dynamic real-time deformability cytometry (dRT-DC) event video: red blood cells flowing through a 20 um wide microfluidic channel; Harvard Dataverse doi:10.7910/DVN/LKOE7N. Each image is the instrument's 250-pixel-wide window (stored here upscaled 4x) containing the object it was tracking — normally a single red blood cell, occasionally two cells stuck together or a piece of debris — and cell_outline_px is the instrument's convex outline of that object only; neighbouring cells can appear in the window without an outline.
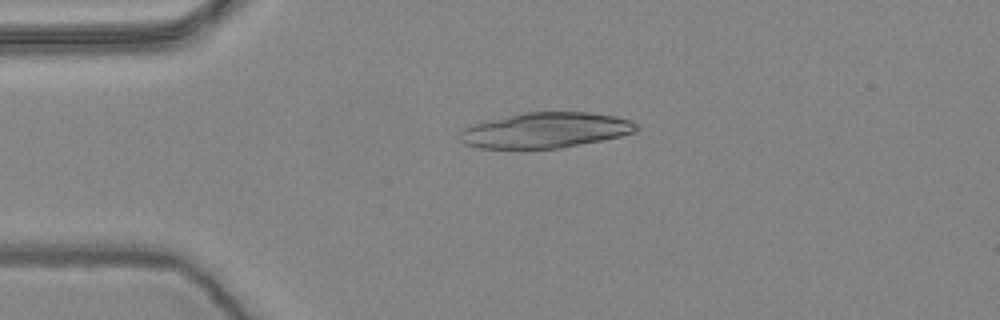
{"species": "common noctule bat (a hibernating species)", "species_latin": "Nyctalus noctula", "temperature_condition": "warm", "stored_images_in_passage": 38, "camera_frame_rate_fps": 3000, "um_per_image_px": 0.085, "animal": {"sex": "female", "body_mass_g": 24.6, "forearm_length_mm": 56.2}, "frame": {"image": 1, "passage_image": 1, "time_ms": 0.0, "image_size_px": [1000, 320], "cell_outline_px": [[640, 128], [636, 132], [620, 136], [560, 148], [480, 148], [464, 144], [460, 140], [460, 132], [464, 128], [472, 124], [484, 120], [524, 112], [588, 112], [616, 116], [632, 120]], "centroid_in_image_um": [46.36, 11.06], "position_along_channel_um": 38.6, "area_um2": 36.53}}
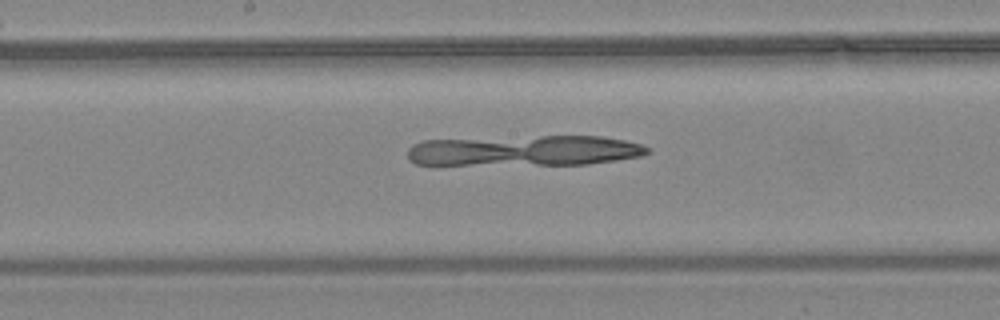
{"frame": {"image": 2, "passage_image": 17, "time_ms": 5.333, "image_size_px": [1000, 320], "cell_outline_px": [[648, 152], [640, 156], [616, 160], [588, 164], [416, 164], [408, 160], [408, 148], [412, 144], [424, 140], [540, 136], [600, 136], [624, 140], [640, 144], [648, 148]], "centroid_in_image_um": [44.56, 12.8], "position_along_channel_um": 203.6, "area_um2": 42.31}}